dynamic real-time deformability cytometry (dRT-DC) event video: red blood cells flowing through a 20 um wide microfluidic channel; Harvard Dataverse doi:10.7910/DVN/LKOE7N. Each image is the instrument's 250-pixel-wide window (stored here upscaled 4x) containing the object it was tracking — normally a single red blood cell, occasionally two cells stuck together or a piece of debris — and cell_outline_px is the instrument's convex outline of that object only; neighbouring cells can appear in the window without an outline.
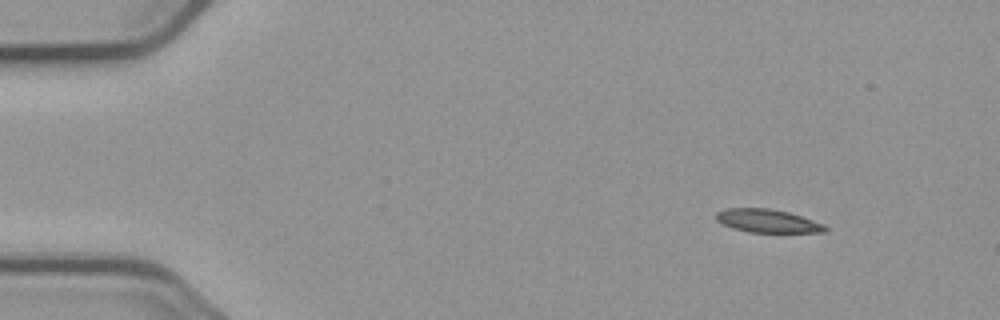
{"species": "common noctule bat (a hibernating species)", "species_latin": "Nyctalus noctula", "temperature_condition": "cold", "stored_images_in_passage": 5, "camera_frame_rate_fps": 3000, "um_per_image_px": 0.085, "animal": {"sex": "male", "body_mass_g": 23.1, "forearm_length_mm": 52.7}, "frame": {"image": 1, "passage_image": 5, "time_ms": 6.0, "image_size_px": [1000, 320], "cell_outline_px": [[828, 228], [824, 232], [748, 232], [732, 228], [716, 220], [716, 212], [724, 208], [768, 208], [788, 212], [824, 224]], "centroid_in_image_um": [65.2, 18.77], "position_along_channel_um": 19.8, "area_um2": 14.68}}